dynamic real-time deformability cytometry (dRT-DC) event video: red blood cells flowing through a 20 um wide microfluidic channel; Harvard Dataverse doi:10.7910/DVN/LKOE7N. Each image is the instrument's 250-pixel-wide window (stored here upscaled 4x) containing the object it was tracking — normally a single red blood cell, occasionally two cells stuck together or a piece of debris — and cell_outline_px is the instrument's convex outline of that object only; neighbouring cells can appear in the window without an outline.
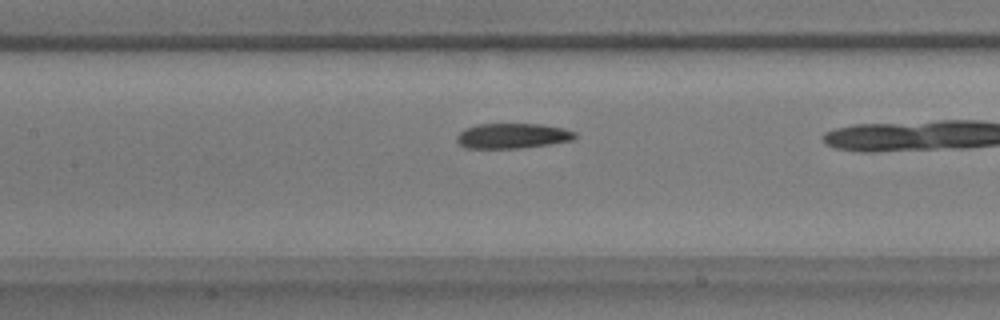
{"species": "common noctule bat (a hibernating species)", "species_latin": "Nyctalus noctula", "temperature_condition": "warm", "stored_images_in_passage": 28, "camera_frame_rate_fps": 3000, "um_per_image_px": 0.085, "animal": {"sex": "male", "body_mass_g": 17.9}, "frame": {"image": 1, "passage_image": 13, "time_ms": 4.0, "image_size_px": [1000, 320], "cell_outline_px": [[576, 140], [548, 144], [516, 148], [464, 148], [456, 140], [456, 136], [464, 128], [476, 124], [540, 124], [564, 128], [576, 132]], "centroid_in_image_um": [43.56, 11.54], "position_along_channel_um": 163.8, "area_um2": 17.4}}